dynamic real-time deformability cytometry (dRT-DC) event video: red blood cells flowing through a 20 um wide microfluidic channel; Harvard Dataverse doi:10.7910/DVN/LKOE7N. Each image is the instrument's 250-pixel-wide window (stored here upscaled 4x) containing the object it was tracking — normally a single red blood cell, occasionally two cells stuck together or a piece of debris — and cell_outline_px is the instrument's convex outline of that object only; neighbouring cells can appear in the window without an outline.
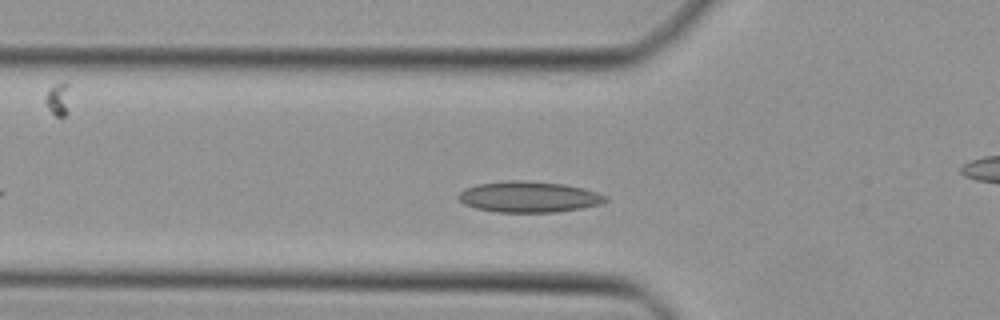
{"species": "Egyptian fruit bat (a non-hibernating species)", "species_latin": "Rousettus aegyptiacus", "temperature_condition": "cold", "stored_images_in_passage": 35, "camera_frame_rate_fps": 3000, "um_per_image_px": 0.085, "animal": {"sex": "female"}, "frame": {"image": 1, "passage_image": 9, "time_ms": 2.667, "image_size_px": [1000, 320], "cell_outline_px": [[608, 200], [600, 204], [580, 208], [556, 212], [496, 212], [476, 208], [464, 204], [456, 196], [464, 188], [476, 184], [508, 180], [524, 180], [564, 184], [584, 188], [608, 196]], "centroid_in_image_um": [44.93, 16.72], "position_along_channel_um": 80.9, "area_um2": 26.65}}
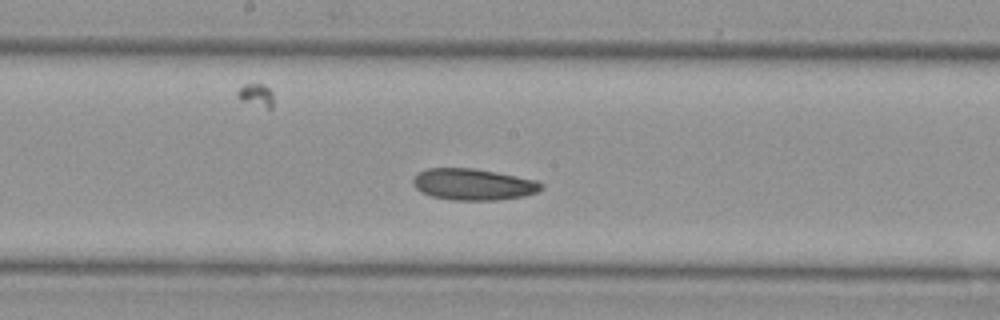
{"frame": {"image": 2, "passage_image": 18, "time_ms": 5.667, "image_size_px": [1000, 320], "cell_outline_px": [[544, 188], [536, 192], [524, 196], [496, 200], [452, 200], [432, 196], [420, 192], [412, 184], [412, 180], [420, 172], [428, 168], [472, 168], [496, 172], [536, 180], [544, 184]], "centroid_in_image_um": [40.23, 15.68], "position_along_channel_um": 208.0, "area_um2": 23.47}}
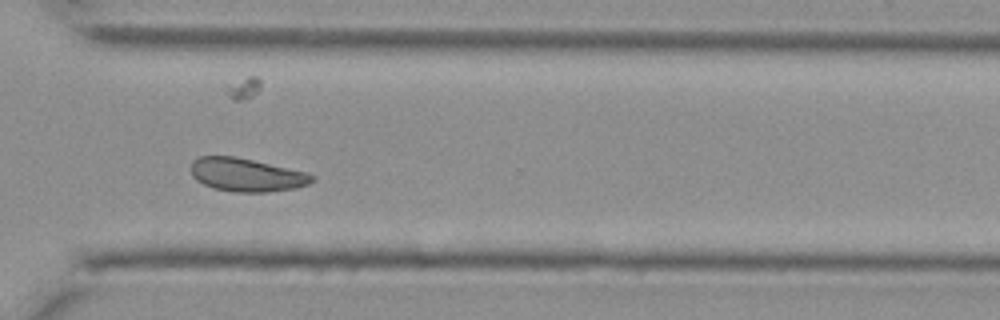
{"frame": {"image": 3, "passage_image": 28, "time_ms": 9.0, "image_size_px": [1000, 320], "cell_outline_px": [[316, 180], [308, 184], [296, 188], [268, 192], [236, 192], [212, 188], [196, 180], [192, 176], [192, 160], [200, 156], [232, 156], [252, 160], [308, 172], [316, 176]], "centroid_in_image_um": [20.99, 14.87], "position_along_channel_um": 349.6, "area_um2": 23.58}}